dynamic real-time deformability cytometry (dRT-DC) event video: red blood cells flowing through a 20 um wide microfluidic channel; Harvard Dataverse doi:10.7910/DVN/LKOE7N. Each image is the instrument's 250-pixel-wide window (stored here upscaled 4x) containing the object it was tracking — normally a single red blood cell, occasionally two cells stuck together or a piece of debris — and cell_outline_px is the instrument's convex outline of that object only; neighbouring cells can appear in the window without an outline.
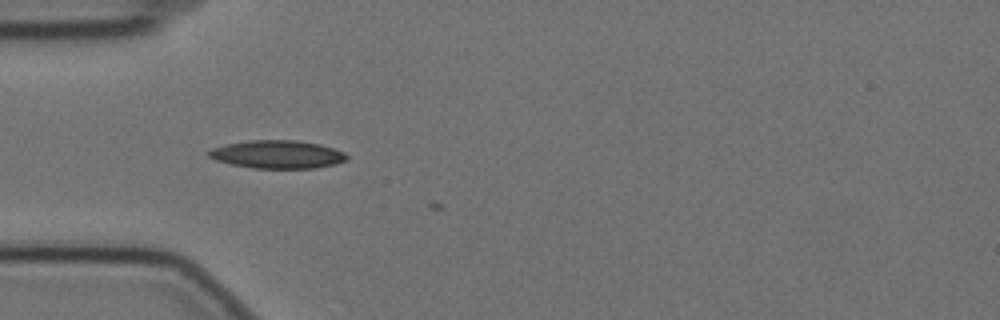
{"species": "Egyptian fruit bat (a non-hibernating species)", "species_latin": "Rousettus aegyptiacus", "temperature_condition": "cold", "stored_images_in_passage": 3, "camera_frame_rate_fps": 3000, "um_per_image_px": 0.085, "animal": {"sex": "female"}, "frame": {"image": 1, "passage_image": 1, "time_ms": 0.0, "image_size_px": [1000, 320], "cell_outline_px": [[348, 160], [336, 164], [316, 168], [252, 168], [232, 164], [216, 160], [208, 156], [208, 152], [212, 148], [228, 144], [252, 140], [300, 140], [320, 144], [344, 152], [348, 156]], "centroid_in_image_um": [23.63, 13.12], "position_along_channel_um": 61.4, "area_um2": 22.54}}